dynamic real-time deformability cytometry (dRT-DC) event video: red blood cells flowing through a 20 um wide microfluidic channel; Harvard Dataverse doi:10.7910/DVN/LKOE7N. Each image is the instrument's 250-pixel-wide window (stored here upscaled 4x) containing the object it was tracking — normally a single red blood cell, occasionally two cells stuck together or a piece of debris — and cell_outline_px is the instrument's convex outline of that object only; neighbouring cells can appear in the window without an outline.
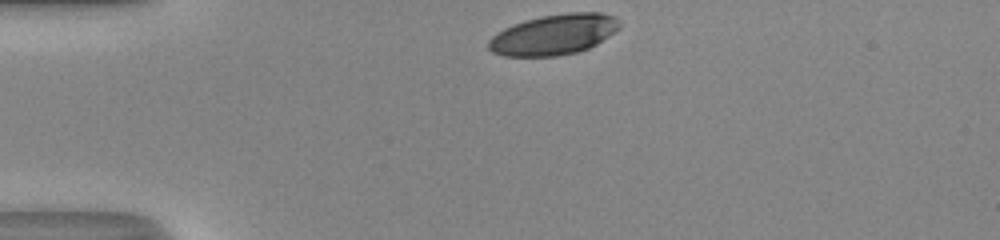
{"species": "human", "species_latin": "Homo sapiens", "temperature_condition": "room temperature", "stored_images_in_passage": 30, "camera_frame_rate_fps": 3000, "um_per_image_px": 0.085, "donor": {"sex": "male"}, "frame": {"image": 1, "passage_image": 1, "time_ms": 0.0, "image_size_px": [1000, 240], "cell_outline_px": [[620, 28], [596, 44], [588, 48], [576, 52], [556, 56], [504, 56], [492, 52], [488, 48], [488, 40], [496, 32], [512, 24], [524, 20], [540, 16], [572, 12], [600, 12], [616, 16], [620, 20]], "centroid_in_image_um": [47.07, 2.92], "position_along_channel_um": 37.9, "area_um2": 31.1}}
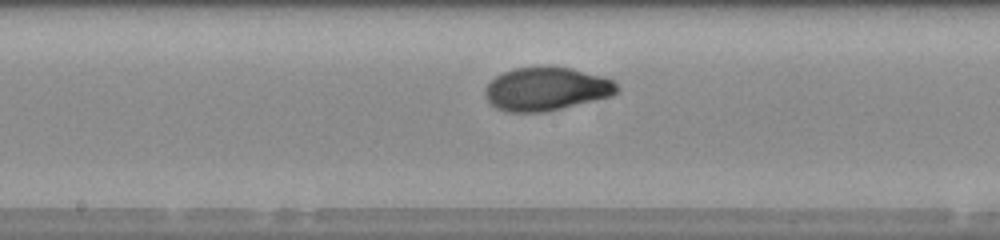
{"frame": {"image": 2, "passage_image": 16, "time_ms": 5.0, "image_size_px": [1000, 240], "cell_outline_px": [[620, 92], [612, 96], [544, 112], [504, 112], [496, 108], [484, 96], [484, 88], [496, 76], [512, 68], [540, 64], [552, 64], [572, 68], [600, 76], [612, 80], [620, 88]], "centroid_in_image_um": [46.42, 7.52], "position_along_channel_um": 201.8, "area_um2": 34.04}}
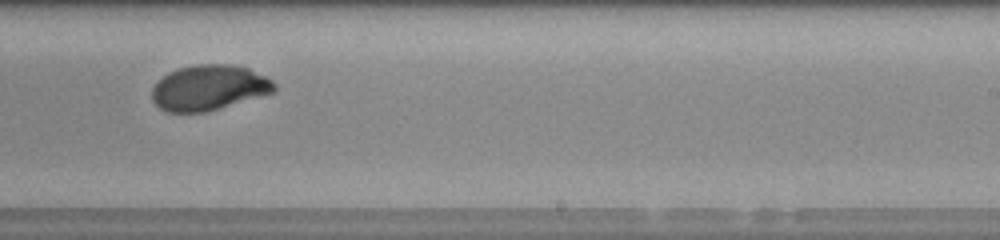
{"frame": {"image": 3, "passage_image": 21, "time_ms": 6.667, "image_size_px": [1000, 240], "cell_outline_px": [[276, 88], [272, 92], [204, 112], [168, 112], [160, 108], [152, 100], [152, 88], [168, 72], [180, 68], [196, 64], [228, 64], [248, 68], [272, 80]], "centroid_in_image_um": [17.72, 7.44], "position_along_channel_um": 271.3, "area_um2": 31.67}, "authors_computed_cell_mechanics": {"area_um2": 32.8304, "velocity_mm_per_s": 4.1795, "shape_relaxation_time_tau1_ms": 3.1575, "shape_relaxation_time_tau2_ms": null, "deformation_change_tau1": 0.1627, "deformation_change_tau2": null}}